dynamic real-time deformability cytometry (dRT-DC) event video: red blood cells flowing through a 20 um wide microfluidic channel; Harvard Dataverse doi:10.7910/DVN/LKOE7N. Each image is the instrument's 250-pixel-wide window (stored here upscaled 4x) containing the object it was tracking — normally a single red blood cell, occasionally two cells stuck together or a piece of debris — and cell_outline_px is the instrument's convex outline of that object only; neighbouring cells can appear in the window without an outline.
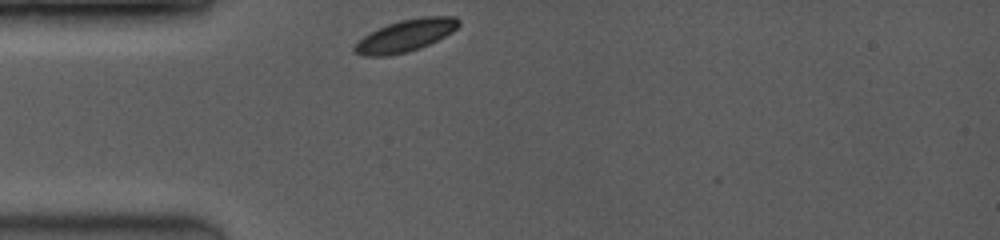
{"species": "common noctule bat (a hibernating species)", "species_latin": "Nyctalus noctula", "temperature_condition": "room temperature", "stored_images_in_passage": 13, "camera_frame_rate_fps": 3500, "um_per_image_px": 0.085, "animal": {"sex": "female", "body_mass_g": 19.0, "forearm_length_mm": 53.3}, "frame": {"image": 1, "passage_image": 1, "time_ms": 0.0, "image_size_px": [1000, 240], "cell_outline_px": [[460, 24], [452, 32], [420, 48], [408, 52], [388, 56], [364, 56], [356, 52], [352, 48], [364, 36], [388, 24], [400, 20], [420, 16], [456, 16], [460, 20]], "centroid_in_image_um": [34.51, 3.02], "position_along_channel_um": 50.5, "area_um2": 19.25}}
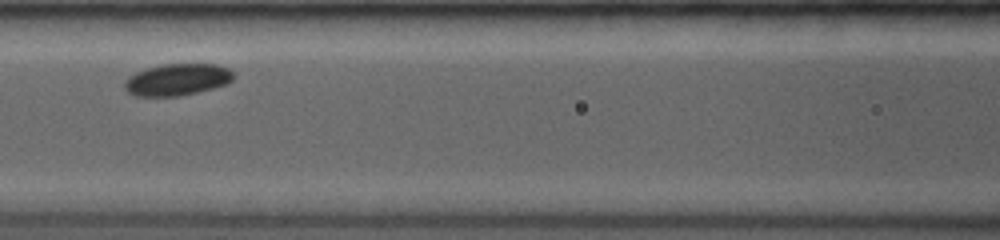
{"frame": {"image": 2, "passage_image": 7, "time_ms": 2.857, "image_size_px": [1000, 240], "cell_outline_px": [[236, 72], [232, 80], [228, 84], [196, 92], [176, 96], [136, 96], [128, 92], [124, 88], [124, 80], [128, 76], [136, 72], [148, 68], [164, 64], [216, 64], [228, 68]], "centroid_in_image_um": [15.08, 6.76], "position_along_channel_um": 151.5, "area_um2": 20.23}}
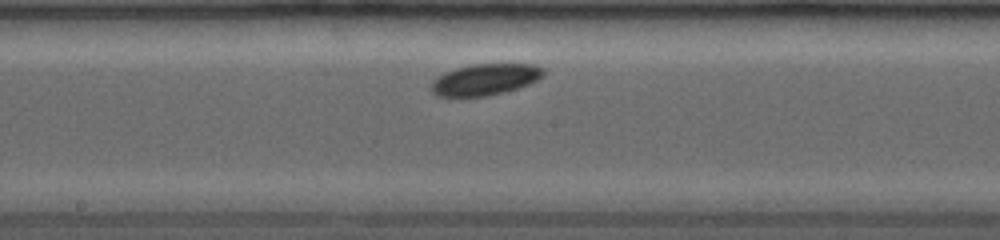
{"frame": {"image": 3, "passage_image": 10, "time_ms": 4.286, "image_size_px": [1000, 240], "cell_outline_px": [[544, 76], [528, 84], [504, 92], [488, 96], [436, 96], [432, 92], [432, 80], [444, 72], [456, 68], [472, 64], [532, 64], [544, 68]], "centroid_in_image_um": [41.23, 6.75], "position_along_channel_um": 207.0, "area_um2": 20.4}}